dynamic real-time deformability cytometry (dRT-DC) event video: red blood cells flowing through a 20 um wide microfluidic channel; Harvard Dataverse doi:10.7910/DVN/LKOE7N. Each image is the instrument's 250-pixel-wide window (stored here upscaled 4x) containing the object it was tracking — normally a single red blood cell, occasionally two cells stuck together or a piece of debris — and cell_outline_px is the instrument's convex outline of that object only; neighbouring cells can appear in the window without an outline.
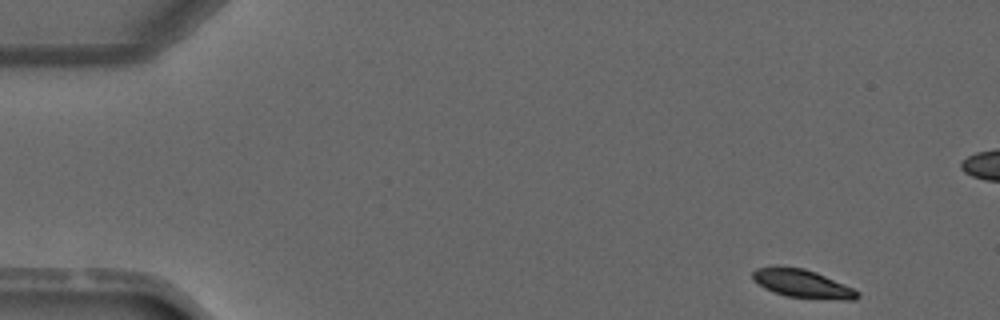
{"species": "common noctule bat (a hibernating species)", "species_latin": "Nyctalus noctula", "temperature_condition": "warm", "stored_images_in_passage": 4, "camera_frame_rate_fps": 3000, "um_per_image_px": 0.085, "animal": {"sex": "male", "forearm_length_mm": 52.5}, "frame": {"image": 1, "passage_image": 1, "time_ms": 0.0, "image_size_px": [1000, 320], "cell_outline_px": [[860, 296], [856, 300], [844, 300], [784, 296], [764, 288], [752, 280], [752, 272], [756, 268], [776, 264], [804, 268], [816, 272], [852, 288], [860, 292]], "centroid_in_image_um": [68.14, 24.08], "position_along_channel_um": 16.9, "area_um2": 17.57}}